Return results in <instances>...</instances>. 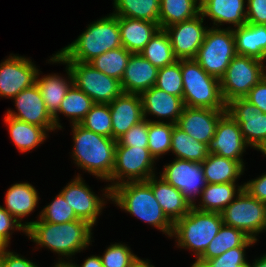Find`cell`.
<instances>
[{
    "label": "cell",
    "instance_id": "8",
    "mask_svg": "<svg viewBox=\"0 0 266 267\" xmlns=\"http://www.w3.org/2000/svg\"><path fill=\"white\" fill-rule=\"evenodd\" d=\"M154 163L148 147L116 146L113 172L106 181L111 184L107 185L112 190L126 182L147 181L157 175Z\"/></svg>",
    "mask_w": 266,
    "mask_h": 267
},
{
    "label": "cell",
    "instance_id": "26",
    "mask_svg": "<svg viewBox=\"0 0 266 267\" xmlns=\"http://www.w3.org/2000/svg\"><path fill=\"white\" fill-rule=\"evenodd\" d=\"M122 46L132 54L140 53L160 29L152 21L118 17Z\"/></svg>",
    "mask_w": 266,
    "mask_h": 267
},
{
    "label": "cell",
    "instance_id": "18",
    "mask_svg": "<svg viewBox=\"0 0 266 267\" xmlns=\"http://www.w3.org/2000/svg\"><path fill=\"white\" fill-rule=\"evenodd\" d=\"M209 153L241 162L244 166L243 154L248 147L238 123L226 112L216 127L214 137L210 140Z\"/></svg>",
    "mask_w": 266,
    "mask_h": 267
},
{
    "label": "cell",
    "instance_id": "38",
    "mask_svg": "<svg viewBox=\"0 0 266 267\" xmlns=\"http://www.w3.org/2000/svg\"><path fill=\"white\" fill-rule=\"evenodd\" d=\"M131 54L122 46L95 57L89 63L96 70L121 81Z\"/></svg>",
    "mask_w": 266,
    "mask_h": 267
},
{
    "label": "cell",
    "instance_id": "34",
    "mask_svg": "<svg viewBox=\"0 0 266 267\" xmlns=\"http://www.w3.org/2000/svg\"><path fill=\"white\" fill-rule=\"evenodd\" d=\"M201 0H160L159 27L165 29L200 14Z\"/></svg>",
    "mask_w": 266,
    "mask_h": 267
},
{
    "label": "cell",
    "instance_id": "13",
    "mask_svg": "<svg viewBox=\"0 0 266 267\" xmlns=\"http://www.w3.org/2000/svg\"><path fill=\"white\" fill-rule=\"evenodd\" d=\"M226 111L238 123L243 138L250 148L261 151L266 146V113L245 98L233 99Z\"/></svg>",
    "mask_w": 266,
    "mask_h": 267
},
{
    "label": "cell",
    "instance_id": "36",
    "mask_svg": "<svg viewBox=\"0 0 266 267\" xmlns=\"http://www.w3.org/2000/svg\"><path fill=\"white\" fill-rule=\"evenodd\" d=\"M112 14L118 17L152 21L159 25L160 0H113Z\"/></svg>",
    "mask_w": 266,
    "mask_h": 267
},
{
    "label": "cell",
    "instance_id": "10",
    "mask_svg": "<svg viewBox=\"0 0 266 267\" xmlns=\"http://www.w3.org/2000/svg\"><path fill=\"white\" fill-rule=\"evenodd\" d=\"M56 54L68 65L73 84L94 103L109 104L123 93L119 80L96 70L90 63L67 61L59 52Z\"/></svg>",
    "mask_w": 266,
    "mask_h": 267
},
{
    "label": "cell",
    "instance_id": "17",
    "mask_svg": "<svg viewBox=\"0 0 266 267\" xmlns=\"http://www.w3.org/2000/svg\"><path fill=\"white\" fill-rule=\"evenodd\" d=\"M12 100L17 112L7 109L6 115L43 127L47 132L57 130L53 116L47 110L39 87L36 83L18 93Z\"/></svg>",
    "mask_w": 266,
    "mask_h": 267
},
{
    "label": "cell",
    "instance_id": "29",
    "mask_svg": "<svg viewBox=\"0 0 266 267\" xmlns=\"http://www.w3.org/2000/svg\"><path fill=\"white\" fill-rule=\"evenodd\" d=\"M252 245H255V240L243 231L223 224L205 252L195 260L191 267H200L207 259L218 257L231 248Z\"/></svg>",
    "mask_w": 266,
    "mask_h": 267
},
{
    "label": "cell",
    "instance_id": "12",
    "mask_svg": "<svg viewBox=\"0 0 266 267\" xmlns=\"http://www.w3.org/2000/svg\"><path fill=\"white\" fill-rule=\"evenodd\" d=\"M74 178L63 187L60 193L79 219L95 226L98 216L102 214L101 212L105 208L107 199L111 201V190L109 186H106L103 188L102 197L101 195L99 197L85 183L79 173Z\"/></svg>",
    "mask_w": 266,
    "mask_h": 267
},
{
    "label": "cell",
    "instance_id": "15",
    "mask_svg": "<svg viewBox=\"0 0 266 267\" xmlns=\"http://www.w3.org/2000/svg\"><path fill=\"white\" fill-rule=\"evenodd\" d=\"M37 66L25 56L9 55L0 63V97L13 99L36 83Z\"/></svg>",
    "mask_w": 266,
    "mask_h": 267
},
{
    "label": "cell",
    "instance_id": "21",
    "mask_svg": "<svg viewBox=\"0 0 266 267\" xmlns=\"http://www.w3.org/2000/svg\"><path fill=\"white\" fill-rule=\"evenodd\" d=\"M112 138L117 140L132 126L142 121L143 110L139 94L122 93L111 103Z\"/></svg>",
    "mask_w": 266,
    "mask_h": 267
},
{
    "label": "cell",
    "instance_id": "20",
    "mask_svg": "<svg viewBox=\"0 0 266 267\" xmlns=\"http://www.w3.org/2000/svg\"><path fill=\"white\" fill-rule=\"evenodd\" d=\"M226 110L184 107L177 126L197 141L209 144Z\"/></svg>",
    "mask_w": 266,
    "mask_h": 267
},
{
    "label": "cell",
    "instance_id": "14",
    "mask_svg": "<svg viewBox=\"0 0 266 267\" xmlns=\"http://www.w3.org/2000/svg\"><path fill=\"white\" fill-rule=\"evenodd\" d=\"M162 169L163 172H159L160 177L181 191L193 205L198 200L196 197L201 196V192L206 186L201 163L174 158Z\"/></svg>",
    "mask_w": 266,
    "mask_h": 267
},
{
    "label": "cell",
    "instance_id": "2",
    "mask_svg": "<svg viewBox=\"0 0 266 267\" xmlns=\"http://www.w3.org/2000/svg\"><path fill=\"white\" fill-rule=\"evenodd\" d=\"M73 135L72 159L96 178L107 181L113 172L117 140L85 129L80 124L70 125Z\"/></svg>",
    "mask_w": 266,
    "mask_h": 267
},
{
    "label": "cell",
    "instance_id": "53",
    "mask_svg": "<svg viewBox=\"0 0 266 267\" xmlns=\"http://www.w3.org/2000/svg\"><path fill=\"white\" fill-rule=\"evenodd\" d=\"M248 267H266V253L263 256L253 260V263L248 262Z\"/></svg>",
    "mask_w": 266,
    "mask_h": 267
},
{
    "label": "cell",
    "instance_id": "11",
    "mask_svg": "<svg viewBox=\"0 0 266 267\" xmlns=\"http://www.w3.org/2000/svg\"><path fill=\"white\" fill-rule=\"evenodd\" d=\"M266 203L252 197L247 191H242L221 212L223 224L243 231L248 237L259 241L264 222Z\"/></svg>",
    "mask_w": 266,
    "mask_h": 267
},
{
    "label": "cell",
    "instance_id": "45",
    "mask_svg": "<svg viewBox=\"0 0 266 267\" xmlns=\"http://www.w3.org/2000/svg\"><path fill=\"white\" fill-rule=\"evenodd\" d=\"M116 146L148 147V120L143 119L117 139Z\"/></svg>",
    "mask_w": 266,
    "mask_h": 267
},
{
    "label": "cell",
    "instance_id": "55",
    "mask_svg": "<svg viewBox=\"0 0 266 267\" xmlns=\"http://www.w3.org/2000/svg\"><path fill=\"white\" fill-rule=\"evenodd\" d=\"M265 233L266 232V208H265V214H264V222L261 228V232L260 233Z\"/></svg>",
    "mask_w": 266,
    "mask_h": 267
},
{
    "label": "cell",
    "instance_id": "52",
    "mask_svg": "<svg viewBox=\"0 0 266 267\" xmlns=\"http://www.w3.org/2000/svg\"><path fill=\"white\" fill-rule=\"evenodd\" d=\"M129 267H155L150 263V260L146 259L144 260L143 258L141 259L140 257H137L130 265Z\"/></svg>",
    "mask_w": 266,
    "mask_h": 267
},
{
    "label": "cell",
    "instance_id": "48",
    "mask_svg": "<svg viewBox=\"0 0 266 267\" xmlns=\"http://www.w3.org/2000/svg\"><path fill=\"white\" fill-rule=\"evenodd\" d=\"M244 98L254 104L258 111L266 113V74Z\"/></svg>",
    "mask_w": 266,
    "mask_h": 267
},
{
    "label": "cell",
    "instance_id": "40",
    "mask_svg": "<svg viewBox=\"0 0 266 267\" xmlns=\"http://www.w3.org/2000/svg\"><path fill=\"white\" fill-rule=\"evenodd\" d=\"M79 124L96 134L112 138V123L109 104L95 103Z\"/></svg>",
    "mask_w": 266,
    "mask_h": 267
},
{
    "label": "cell",
    "instance_id": "57",
    "mask_svg": "<svg viewBox=\"0 0 266 267\" xmlns=\"http://www.w3.org/2000/svg\"><path fill=\"white\" fill-rule=\"evenodd\" d=\"M260 152L266 157V146Z\"/></svg>",
    "mask_w": 266,
    "mask_h": 267
},
{
    "label": "cell",
    "instance_id": "43",
    "mask_svg": "<svg viewBox=\"0 0 266 267\" xmlns=\"http://www.w3.org/2000/svg\"><path fill=\"white\" fill-rule=\"evenodd\" d=\"M137 257L127 244L120 242L110 244L100 256L103 267H129Z\"/></svg>",
    "mask_w": 266,
    "mask_h": 267
},
{
    "label": "cell",
    "instance_id": "9",
    "mask_svg": "<svg viewBox=\"0 0 266 267\" xmlns=\"http://www.w3.org/2000/svg\"><path fill=\"white\" fill-rule=\"evenodd\" d=\"M265 74L264 61L236 55L227 67L224 76L220 79L224 102L227 104L233 99L244 98Z\"/></svg>",
    "mask_w": 266,
    "mask_h": 267
},
{
    "label": "cell",
    "instance_id": "44",
    "mask_svg": "<svg viewBox=\"0 0 266 267\" xmlns=\"http://www.w3.org/2000/svg\"><path fill=\"white\" fill-rule=\"evenodd\" d=\"M250 246L231 248L218 257L207 259L200 267H241L248 265L246 250Z\"/></svg>",
    "mask_w": 266,
    "mask_h": 267
},
{
    "label": "cell",
    "instance_id": "41",
    "mask_svg": "<svg viewBox=\"0 0 266 267\" xmlns=\"http://www.w3.org/2000/svg\"><path fill=\"white\" fill-rule=\"evenodd\" d=\"M155 87L183 98V81L180 59L173 64L158 69Z\"/></svg>",
    "mask_w": 266,
    "mask_h": 267
},
{
    "label": "cell",
    "instance_id": "42",
    "mask_svg": "<svg viewBox=\"0 0 266 267\" xmlns=\"http://www.w3.org/2000/svg\"><path fill=\"white\" fill-rule=\"evenodd\" d=\"M38 219L53 224H62L74 220H79L74 210L66 202L60 192L55 196L52 202L49 203V205L47 204L40 211Z\"/></svg>",
    "mask_w": 266,
    "mask_h": 267
},
{
    "label": "cell",
    "instance_id": "4",
    "mask_svg": "<svg viewBox=\"0 0 266 267\" xmlns=\"http://www.w3.org/2000/svg\"><path fill=\"white\" fill-rule=\"evenodd\" d=\"M122 47L118 16L109 14L88 24L77 39L60 51L67 61L89 63L101 54Z\"/></svg>",
    "mask_w": 266,
    "mask_h": 267
},
{
    "label": "cell",
    "instance_id": "23",
    "mask_svg": "<svg viewBox=\"0 0 266 267\" xmlns=\"http://www.w3.org/2000/svg\"><path fill=\"white\" fill-rule=\"evenodd\" d=\"M158 68L140 53L131 54L120 81L123 93L141 94L155 86Z\"/></svg>",
    "mask_w": 266,
    "mask_h": 267
},
{
    "label": "cell",
    "instance_id": "19",
    "mask_svg": "<svg viewBox=\"0 0 266 267\" xmlns=\"http://www.w3.org/2000/svg\"><path fill=\"white\" fill-rule=\"evenodd\" d=\"M140 98L142 102L143 118L151 122L177 124L185 107L183 98L169 94L155 86L141 93ZM149 115H152L158 120L148 119L147 117Z\"/></svg>",
    "mask_w": 266,
    "mask_h": 267
},
{
    "label": "cell",
    "instance_id": "24",
    "mask_svg": "<svg viewBox=\"0 0 266 267\" xmlns=\"http://www.w3.org/2000/svg\"><path fill=\"white\" fill-rule=\"evenodd\" d=\"M146 182L151 186L153 195L161 206L163 213L173 224L187 215L193 207L181 191L160 176L154 175Z\"/></svg>",
    "mask_w": 266,
    "mask_h": 267
},
{
    "label": "cell",
    "instance_id": "46",
    "mask_svg": "<svg viewBox=\"0 0 266 267\" xmlns=\"http://www.w3.org/2000/svg\"><path fill=\"white\" fill-rule=\"evenodd\" d=\"M16 230L26 234V228L0 205V248L10 247L12 231Z\"/></svg>",
    "mask_w": 266,
    "mask_h": 267
},
{
    "label": "cell",
    "instance_id": "56",
    "mask_svg": "<svg viewBox=\"0 0 266 267\" xmlns=\"http://www.w3.org/2000/svg\"><path fill=\"white\" fill-rule=\"evenodd\" d=\"M0 267H4L3 257H2V247L0 248Z\"/></svg>",
    "mask_w": 266,
    "mask_h": 267
},
{
    "label": "cell",
    "instance_id": "35",
    "mask_svg": "<svg viewBox=\"0 0 266 267\" xmlns=\"http://www.w3.org/2000/svg\"><path fill=\"white\" fill-rule=\"evenodd\" d=\"M170 152L176 156L175 159H184L198 163H202L210 154L207 143L192 138L176 124L171 135Z\"/></svg>",
    "mask_w": 266,
    "mask_h": 267
},
{
    "label": "cell",
    "instance_id": "16",
    "mask_svg": "<svg viewBox=\"0 0 266 267\" xmlns=\"http://www.w3.org/2000/svg\"><path fill=\"white\" fill-rule=\"evenodd\" d=\"M204 17L200 13L196 17L166 27L174 56L179 59H194L202 45L205 34L210 28L204 26Z\"/></svg>",
    "mask_w": 266,
    "mask_h": 267
},
{
    "label": "cell",
    "instance_id": "7",
    "mask_svg": "<svg viewBox=\"0 0 266 267\" xmlns=\"http://www.w3.org/2000/svg\"><path fill=\"white\" fill-rule=\"evenodd\" d=\"M232 28L231 26L225 29L210 27L194 58L209 75L219 80L237 55Z\"/></svg>",
    "mask_w": 266,
    "mask_h": 267
},
{
    "label": "cell",
    "instance_id": "30",
    "mask_svg": "<svg viewBox=\"0 0 266 267\" xmlns=\"http://www.w3.org/2000/svg\"><path fill=\"white\" fill-rule=\"evenodd\" d=\"M244 183L206 184L201 192L200 201L193 207L200 211L221 213L242 191Z\"/></svg>",
    "mask_w": 266,
    "mask_h": 267
},
{
    "label": "cell",
    "instance_id": "37",
    "mask_svg": "<svg viewBox=\"0 0 266 267\" xmlns=\"http://www.w3.org/2000/svg\"><path fill=\"white\" fill-rule=\"evenodd\" d=\"M140 54L158 69L178 60L174 56L171 40L165 29H159Z\"/></svg>",
    "mask_w": 266,
    "mask_h": 267
},
{
    "label": "cell",
    "instance_id": "28",
    "mask_svg": "<svg viewBox=\"0 0 266 267\" xmlns=\"http://www.w3.org/2000/svg\"><path fill=\"white\" fill-rule=\"evenodd\" d=\"M5 195V207L3 208L21 225H23V218L35 211L40 200L38 191L28 182L12 184Z\"/></svg>",
    "mask_w": 266,
    "mask_h": 267
},
{
    "label": "cell",
    "instance_id": "3",
    "mask_svg": "<svg viewBox=\"0 0 266 267\" xmlns=\"http://www.w3.org/2000/svg\"><path fill=\"white\" fill-rule=\"evenodd\" d=\"M111 200L121 210L159 229L171 239L173 223L163 213L146 181L126 182L114 187Z\"/></svg>",
    "mask_w": 266,
    "mask_h": 267
},
{
    "label": "cell",
    "instance_id": "1",
    "mask_svg": "<svg viewBox=\"0 0 266 267\" xmlns=\"http://www.w3.org/2000/svg\"><path fill=\"white\" fill-rule=\"evenodd\" d=\"M26 236L38 247H44L57 253L58 262H65L91 245L93 227L84 220H74L62 224H53L43 220L23 222ZM64 257V258H62Z\"/></svg>",
    "mask_w": 266,
    "mask_h": 267
},
{
    "label": "cell",
    "instance_id": "51",
    "mask_svg": "<svg viewBox=\"0 0 266 267\" xmlns=\"http://www.w3.org/2000/svg\"><path fill=\"white\" fill-rule=\"evenodd\" d=\"M70 262L73 264L74 267H103L100 255H91L90 257H87L86 260L80 265L77 263H73V260L71 259Z\"/></svg>",
    "mask_w": 266,
    "mask_h": 267
},
{
    "label": "cell",
    "instance_id": "49",
    "mask_svg": "<svg viewBox=\"0 0 266 267\" xmlns=\"http://www.w3.org/2000/svg\"><path fill=\"white\" fill-rule=\"evenodd\" d=\"M243 189L252 197L266 203V172L255 179L245 182Z\"/></svg>",
    "mask_w": 266,
    "mask_h": 267
},
{
    "label": "cell",
    "instance_id": "39",
    "mask_svg": "<svg viewBox=\"0 0 266 267\" xmlns=\"http://www.w3.org/2000/svg\"><path fill=\"white\" fill-rule=\"evenodd\" d=\"M174 125L173 123L151 122L148 120V149L155 160L170 152Z\"/></svg>",
    "mask_w": 266,
    "mask_h": 267
},
{
    "label": "cell",
    "instance_id": "33",
    "mask_svg": "<svg viewBox=\"0 0 266 267\" xmlns=\"http://www.w3.org/2000/svg\"><path fill=\"white\" fill-rule=\"evenodd\" d=\"M94 104L86 93L72 84L62 100L59 110L53 115L55 128L60 130L63 128L59 119L60 114L68 117L70 124H79Z\"/></svg>",
    "mask_w": 266,
    "mask_h": 267
},
{
    "label": "cell",
    "instance_id": "50",
    "mask_svg": "<svg viewBox=\"0 0 266 267\" xmlns=\"http://www.w3.org/2000/svg\"><path fill=\"white\" fill-rule=\"evenodd\" d=\"M2 257L4 267H39L36 263L24 258V256L8 251V247H2Z\"/></svg>",
    "mask_w": 266,
    "mask_h": 267
},
{
    "label": "cell",
    "instance_id": "47",
    "mask_svg": "<svg viewBox=\"0 0 266 267\" xmlns=\"http://www.w3.org/2000/svg\"><path fill=\"white\" fill-rule=\"evenodd\" d=\"M246 1V23L266 25V0Z\"/></svg>",
    "mask_w": 266,
    "mask_h": 267
},
{
    "label": "cell",
    "instance_id": "22",
    "mask_svg": "<svg viewBox=\"0 0 266 267\" xmlns=\"http://www.w3.org/2000/svg\"><path fill=\"white\" fill-rule=\"evenodd\" d=\"M47 61L49 63L52 62L53 64H64L66 66L65 71L67 74L65 78L58 73H51L47 76L43 75L40 78L39 75L42 73L40 70L37 72L36 85L40 89L47 110L53 116L59 110L63 98L66 96L68 89L73 84V78L68 65L65 64L57 54H52V57Z\"/></svg>",
    "mask_w": 266,
    "mask_h": 267
},
{
    "label": "cell",
    "instance_id": "25",
    "mask_svg": "<svg viewBox=\"0 0 266 267\" xmlns=\"http://www.w3.org/2000/svg\"><path fill=\"white\" fill-rule=\"evenodd\" d=\"M246 0H201L200 13L213 21L212 28L231 24L234 28L246 24Z\"/></svg>",
    "mask_w": 266,
    "mask_h": 267
},
{
    "label": "cell",
    "instance_id": "5",
    "mask_svg": "<svg viewBox=\"0 0 266 267\" xmlns=\"http://www.w3.org/2000/svg\"><path fill=\"white\" fill-rule=\"evenodd\" d=\"M222 225L221 213L200 211L192 207L187 215L173 224L171 238L176 239V247L193 251L197 260Z\"/></svg>",
    "mask_w": 266,
    "mask_h": 267
},
{
    "label": "cell",
    "instance_id": "31",
    "mask_svg": "<svg viewBox=\"0 0 266 267\" xmlns=\"http://www.w3.org/2000/svg\"><path fill=\"white\" fill-rule=\"evenodd\" d=\"M206 184L236 183L245 167L241 162L209 154L201 163Z\"/></svg>",
    "mask_w": 266,
    "mask_h": 267
},
{
    "label": "cell",
    "instance_id": "54",
    "mask_svg": "<svg viewBox=\"0 0 266 267\" xmlns=\"http://www.w3.org/2000/svg\"><path fill=\"white\" fill-rule=\"evenodd\" d=\"M52 267H74L73 264L71 262H68L67 260L65 262H56V264H54V266Z\"/></svg>",
    "mask_w": 266,
    "mask_h": 267
},
{
    "label": "cell",
    "instance_id": "32",
    "mask_svg": "<svg viewBox=\"0 0 266 267\" xmlns=\"http://www.w3.org/2000/svg\"><path fill=\"white\" fill-rule=\"evenodd\" d=\"M4 122L12 142L21 152H30L46 141L48 133L40 126L26 123L5 114Z\"/></svg>",
    "mask_w": 266,
    "mask_h": 267
},
{
    "label": "cell",
    "instance_id": "27",
    "mask_svg": "<svg viewBox=\"0 0 266 267\" xmlns=\"http://www.w3.org/2000/svg\"><path fill=\"white\" fill-rule=\"evenodd\" d=\"M232 29L237 55L266 62V25L246 23Z\"/></svg>",
    "mask_w": 266,
    "mask_h": 267
},
{
    "label": "cell",
    "instance_id": "6",
    "mask_svg": "<svg viewBox=\"0 0 266 267\" xmlns=\"http://www.w3.org/2000/svg\"><path fill=\"white\" fill-rule=\"evenodd\" d=\"M180 66L186 107L226 110L218 78L209 75L195 59H180Z\"/></svg>",
    "mask_w": 266,
    "mask_h": 267
}]
</instances>
